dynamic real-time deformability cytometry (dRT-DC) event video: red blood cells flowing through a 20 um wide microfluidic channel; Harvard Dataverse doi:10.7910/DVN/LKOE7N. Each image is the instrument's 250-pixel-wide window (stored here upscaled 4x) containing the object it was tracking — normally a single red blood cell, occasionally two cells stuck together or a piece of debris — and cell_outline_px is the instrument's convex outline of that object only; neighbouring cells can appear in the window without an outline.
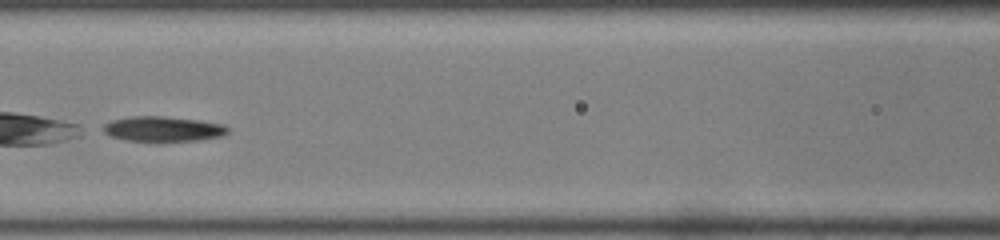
{"species": "common noctule bat (a hibernating species)", "species_latin": "Nyctalus noctula", "temperature_condition": "room temperature", "stored_images_in_passage": 26, "camera_frame_rate_fps": 3000, "um_per_image_px": 0.085, "animal": {"sex": "male", "body_mass_g": 19.0, "forearm_length_mm": 50.8}, "frame": {"image": 1, "passage_image": 12, "time_ms": 3.667, "image_size_px": [1000, 240], "cell_outline_px": [[228, 132], [220, 136], [200, 140], [128, 140], [112, 136], [104, 132], [104, 124], [112, 120], [128, 116], [164, 116], [196, 120], [224, 124], [228, 128]], "centroid_in_image_um": [13.86, 10.94], "position_along_channel_um": 152.7, "area_um2": 17.74}}
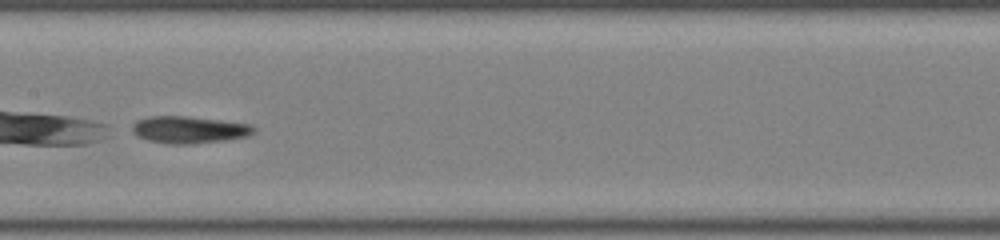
{"frame": {"image": 2, "passage_image": 15, "time_ms": 4.667, "image_size_px": [1000, 240], "cell_outline_px": [[256, 132], [248, 136], [224, 140], [188, 144], [172, 144], [148, 140], [136, 136], [132, 132], [132, 124], [136, 120], [148, 116], [184, 116], [220, 120], [252, 124], [256, 128]], "centroid_in_image_um": [16.07, 11.02], "position_along_channel_um": 191.3, "area_um2": 19.25}}